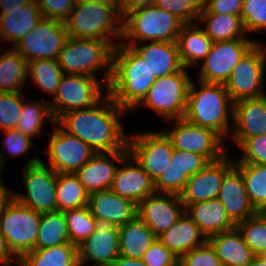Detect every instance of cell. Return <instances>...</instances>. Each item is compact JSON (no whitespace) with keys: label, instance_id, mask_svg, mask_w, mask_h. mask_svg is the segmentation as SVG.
Listing matches in <instances>:
<instances>
[{"label":"cell","instance_id":"6da1fadb","mask_svg":"<svg viewBox=\"0 0 266 266\" xmlns=\"http://www.w3.org/2000/svg\"><path fill=\"white\" fill-rule=\"evenodd\" d=\"M104 99L88 109L67 112L56 123L68 134L86 142L96 153L100 150L106 153L128 151V140L117 120V114L122 115L126 110L108 94ZM101 101L106 106L97 108Z\"/></svg>","mask_w":266,"mask_h":266},{"label":"cell","instance_id":"7a4b0ae2","mask_svg":"<svg viewBox=\"0 0 266 266\" xmlns=\"http://www.w3.org/2000/svg\"><path fill=\"white\" fill-rule=\"evenodd\" d=\"M122 48V49H121ZM112 53V76L107 94L124 110L135 108L146 96L156 78L146 63L125 44Z\"/></svg>","mask_w":266,"mask_h":266},{"label":"cell","instance_id":"3957f363","mask_svg":"<svg viewBox=\"0 0 266 266\" xmlns=\"http://www.w3.org/2000/svg\"><path fill=\"white\" fill-rule=\"evenodd\" d=\"M201 89L197 92L194 84L190 83L183 118L192 124L211 129L222 137L228 133L229 102L232 115L229 94L224 84L220 83L201 81Z\"/></svg>","mask_w":266,"mask_h":266},{"label":"cell","instance_id":"277c9868","mask_svg":"<svg viewBox=\"0 0 266 266\" xmlns=\"http://www.w3.org/2000/svg\"><path fill=\"white\" fill-rule=\"evenodd\" d=\"M113 15L122 19L119 10L114 6L77 0L64 23L70 37L103 40L114 45L109 37H122V24L114 22Z\"/></svg>","mask_w":266,"mask_h":266},{"label":"cell","instance_id":"5b68a950","mask_svg":"<svg viewBox=\"0 0 266 266\" xmlns=\"http://www.w3.org/2000/svg\"><path fill=\"white\" fill-rule=\"evenodd\" d=\"M115 46L108 41L69 36L56 60L63 72L92 77L95 76L93 72L99 67L101 69L108 65L105 70L107 87L112 76V53Z\"/></svg>","mask_w":266,"mask_h":266},{"label":"cell","instance_id":"8992f818","mask_svg":"<svg viewBox=\"0 0 266 266\" xmlns=\"http://www.w3.org/2000/svg\"><path fill=\"white\" fill-rule=\"evenodd\" d=\"M125 19V20H124ZM122 38L176 42L184 23L175 15L155 5L140 7L122 18Z\"/></svg>","mask_w":266,"mask_h":266},{"label":"cell","instance_id":"52a82bcc","mask_svg":"<svg viewBox=\"0 0 266 266\" xmlns=\"http://www.w3.org/2000/svg\"><path fill=\"white\" fill-rule=\"evenodd\" d=\"M42 213L21 204L13 198L6 206L0 217V227L7 243L19 260L28 252L35 249Z\"/></svg>","mask_w":266,"mask_h":266},{"label":"cell","instance_id":"ba28073f","mask_svg":"<svg viewBox=\"0 0 266 266\" xmlns=\"http://www.w3.org/2000/svg\"><path fill=\"white\" fill-rule=\"evenodd\" d=\"M190 83L185 68L157 78L139 104L149 106L167 120L182 118L186 110Z\"/></svg>","mask_w":266,"mask_h":266},{"label":"cell","instance_id":"9c48e42d","mask_svg":"<svg viewBox=\"0 0 266 266\" xmlns=\"http://www.w3.org/2000/svg\"><path fill=\"white\" fill-rule=\"evenodd\" d=\"M24 169V180L27 195L13 193L21 204L39 213L57 210L56 182L58 173L38 158L28 160Z\"/></svg>","mask_w":266,"mask_h":266},{"label":"cell","instance_id":"30bf717a","mask_svg":"<svg viewBox=\"0 0 266 266\" xmlns=\"http://www.w3.org/2000/svg\"><path fill=\"white\" fill-rule=\"evenodd\" d=\"M265 60L266 49L256 43L237 63L224 84L232 103L264 96L261 86Z\"/></svg>","mask_w":266,"mask_h":266},{"label":"cell","instance_id":"8fae6325","mask_svg":"<svg viewBox=\"0 0 266 266\" xmlns=\"http://www.w3.org/2000/svg\"><path fill=\"white\" fill-rule=\"evenodd\" d=\"M101 84L92 76L64 74L54 103H50L56 121L67 112L88 109L98 103L102 97Z\"/></svg>","mask_w":266,"mask_h":266},{"label":"cell","instance_id":"7c38bea8","mask_svg":"<svg viewBox=\"0 0 266 266\" xmlns=\"http://www.w3.org/2000/svg\"><path fill=\"white\" fill-rule=\"evenodd\" d=\"M68 38L64 22L42 18L13 48L28 62L35 59H57Z\"/></svg>","mask_w":266,"mask_h":266},{"label":"cell","instance_id":"4fadbf2b","mask_svg":"<svg viewBox=\"0 0 266 266\" xmlns=\"http://www.w3.org/2000/svg\"><path fill=\"white\" fill-rule=\"evenodd\" d=\"M129 154L155 181L171 163L174 147L165 132L137 134L128 140Z\"/></svg>","mask_w":266,"mask_h":266},{"label":"cell","instance_id":"5bb4252c","mask_svg":"<svg viewBox=\"0 0 266 266\" xmlns=\"http://www.w3.org/2000/svg\"><path fill=\"white\" fill-rule=\"evenodd\" d=\"M257 42L233 39L213 42L201 69V81L225 84L237 63Z\"/></svg>","mask_w":266,"mask_h":266},{"label":"cell","instance_id":"9a60e30c","mask_svg":"<svg viewBox=\"0 0 266 266\" xmlns=\"http://www.w3.org/2000/svg\"><path fill=\"white\" fill-rule=\"evenodd\" d=\"M165 133L171 139L174 149L200 154L209 162L226 154L222 150V139L217 132L192 124L183 117L178 118L174 129Z\"/></svg>","mask_w":266,"mask_h":266},{"label":"cell","instance_id":"2e32d148","mask_svg":"<svg viewBox=\"0 0 266 266\" xmlns=\"http://www.w3.org/2000/svg\"><path fill=\"white\" fill-rule=\"evenodd\" d=\"M50 167L57 173H75L96 152L84 141L55 128L49 143Z\"/></svg>","mask_w":266,"mask_h":266},{"label":"cell","instance_id":"e0dca14e","mask_svg":"<svg viewBox=\"0 0 266 266\" xmlns=\"http://www.w3.org/2000/svg\"><path fill=\"white\" fill-rule=\"evenodd\" d=\"M77 253L79 266L86 260L97 266H112L120 255L119 228L110 221L96 220V230L77 246Z\"/></svg>","mask_w":266,"mask_h":266},{"label":"cell","instance_id":"ac0fdd59","mask_svg":"<svg viewBox=\"0 0 266 266\" xmlns=\"http://www.w3.org/2000/svg\"><path fill=\"white\" fill-rule=\"evenodd\" d=\"M227 161L226 155L211 161L187 180L185 188L180 194L184 204L182 208L185 209L189 204L218 198L225 175L234 167V163Z\"/></svg>","mask_w":266,"mask_h":266},{"label":"cell","instance_id":"d6986e66","mask_svg":"<svg viewBox=\"0 0 266 266\" xmlns=\"http://www.w3.org/2000/svg\"><path fill=\"white\" fill-rule=\"evenodd\" d=\"M128 151L108 153L116 161L124 164L123 168H117L110 190L121 197L132 200L138 204L147 196L155 193L154 181L136 161V165H130Z\"/></svg>","mask_w":266,"mask_h":266},{"label":"cell","instance_id":"ffe728a7","mask_svg":"<svg viewBox=\"0 0 266 266\" xmlns=\"http://www.w3.org/2000/svg\"><path fill=\"white\" fill-rule=\"evenodd\" d=\"M167 197L157 196L155 193L147 196L137 204L139 217L156 235L169 230L183 214L180 195L165 193ZM181 211V212H180Z\"/></svg>","mask_w":266,"mask_h":266},{"label":"cell","instance_id":"44dd1931","mask_svg":"<svg viewBox=\"0 0 266 266\" xmlns=\"http://www.w3.org/2000/svg\"><path fill=\"white\" fill-rule=\"evenodd\" d=\"M232 117L237 129L233 138L238 145L246 138L266 135V96L232 103Z\"/></svg>","mask_w":266,"mask_h":266},{"label":"cell","instance_id":"7402d4cb","mask_svg":"<svg viewBox=\"0 0 266 266\" xmlns=\"http://www.w3.org/2000/svg\"><path fill=\"white\" fill-rule=\"evenodd\" d=\"M88 208L96 220L104 219L119 227L137 216V204L111 190L89 194Z\"/></svg>","mask_w":266,"mask_h":266},{"label":"cell","instance_id":"603a6c76","mask_svg":"<svg viewBox=\"0 0 266 266\" xmlns=\"http://www.w3.org/2000/svg\"><path fill=\"white\" fill-rule=\"evenodd\" d=\"M217 199L236 225L258 212L250 202L241 173L235 167L225 175Z\"/></svg>","mask_w":266,"mask_h":266},{"label":"cell","instance_id":"cb8c5ba5","mask_svg":"<svg viewBox=\"0 0 266 266\" xmlns=\"http://www.w3.org/2000/svg\"><path fill=\"white\" fill-rule=\"evenodd\" d=\"M129 47L146 63L157 79L181 71L182 65L177 42H151L146 46Z\"/></svg>","mask_w":266,"mask_h":266},{"label":"cell","instance_id":"d4e9b609","mask_svg":"<svg viewBox=\"0 0 266 266\" xmlns=\"http://www.w3.org/2000/svg\"><path fill=\"white\" fill-rule=\"evenodd\" d=\"M185 209L186 212H190V217L199 226L207 240L218 233L236 228V224L229 218L227 211L217 198L189 204Z\"/></svg>","mask_w":266,"mask_h":266},{"label":"cell","instance_id":"484cf974","mask_svg":"<svg viewBox=\"0 0 266 266\" xmlns=\"http://www.w3.org/2000/svg\"><path fill=\"white\" fill-rule=\"evenodd\" d=\"M184 210L177 222L167 231L157 236V239L178 259L185 253L203 245L207 239L199 226ZM202 236V240H198Z\"/></svg>","mask_w":266,"mask_h":266},{"label":"cell","instance_id":"4316f807","mask_svg":"<svg viewBox=\"0 0 266 266\" xmlns=\"http://www.w3.org/2000/svg\"><path fill=\"white\" fill-rule=\"evenodd\" d=\"M43 18L36 0L21 9L8 10L0 14V40L14 41L16 44L35 28Z\"/></svg>","mask_w":266,"mask_h":266},{"label":"cell","instance_id":"83f0119b","mask_svg":"<svg viewBox=\"0 0 266 266\" xmlns=\"http://www.w3.org/2000/svg\"><path fill=\"white\" fill-rule=\"evenodd\" d=\"M222 266H248L256 257L237 228L218 233L208 239Z\"/></svg>","mask_w":266,"mask_h":266},{"label":"cell","instance_id":"f1b7e54d","mask_svg":"<svg viewBox=\"0 0 266 266\" xmlns=\"http://www.w3.org/2000/svg\"><path fill=\"white\" fill-rule=\"evenodd\" d=\"M117 167L113 160L103 153H95L74 174L88 194L110 190Z\"/></svg>","mask_w":266,"mask_h":266},{"label":"cell","instance_id":"f546056e","mask_svg":"<svg viewBox=\"0 0 266 266\" xmlns=\"http://www.w3.org/2000/svg\"><path fill=\"white\" fill-rule=\"evenodd\" d=\"M120 255L141 259L146 249L157 239L151 229L139 218L119 226Z\"/></svg>","mask_w":266,"mask_h":266},{"label":"cell","instance_id":"4dcf8cb0","mask_svg":"<svg viewBox=\"0 0 266 266\" xmlns=\"http://www.w3.org/2000/svg\"><path fill=\"white\" fill-rule=\"evenodd\" d=\"M176 42L184 68L197 63L201 58L205 59L213 45L204 30H196L192 24H184L181 27Z\"/></svg>","mask_w":266,"mask_h":266},{"label":"cell","instance_id":"1f68e13d","mask_svg":"<svg viewBox=\"0 0 266 266\" xmlns=\"http://www.w3.org/2000/svg\"><path fill=\"white\" fill-rule=\"evenodd\" d=\"M20 266H79L77 246L67 243L46 249H34L20 260Z\"/></svg>","mask_w":266,"mask_h":266},{"label":"cell","instance_id":"d6a6232c","mask_svg":"<svg viewBox=\"0 0 266 266\" xmlns=\"http://www.w3.org/2000/svg\"><path fill=\"white\" fill-rule=\"evenodd\" d=\"M198 19L207 21L205 34L213 41L247 39L241 16L233 14L199 13Z\"/></svg>","mask_w":266,"mask_h":266},{"label":"cell","instance_id":"836d02e7","mask_svg":"<svg viewBox=\"0 0 266 266\" xmlns=\"http://www.w3.org/2000/svg\"><path fill=\"white\" fill-rule=\"evenodd\" d=\"M69 242L68 227L63 211L42 213L35 249H46Z\"/></svg>","mask_w":266,"mask_h":266},{"label":"cell","instance_id":"e575fe53","mask_svg":"<svg viewBox=\"0 0 266 266\" xmlns=\"http://www.w3.org/2000/svg\"><path fill=\"white\" fill-rule=\"evenodd\" d=\"M89 194L74 173H58L56 182L57 210L88 206Z\"/></svg>","mask_w":266,"mask_h":266},{"label":"cell","instance_id":"d590c367","mask_svg":"<svg viewBox=\"0 0 266 266\" xmlns=\"http://www.w3.org/2000/svg\"><path fill=\"white\" fill-rule=\"evenodd\" d=\"M28 76V61L13 47L0 57V92H20Z\"/></svg>","mask_w":266,"mask_h":266},{"label":"cell","instance_id":"8d00e7d4","mask_svg":"<svg viewBox=\"0 0 266 266\" xmlns=\"http://www.w3.org/2000/svg\"><path fill=\"white\" fill-rule=\"evenodd\" d=\"M241 173L247 195L253 207L259 212L266 208V165L234 163Z\"/></svg>","mask_w":266,"mask_h":266},{"label":"cell","instance_id":"74e56055","mask_svg":"<svg viewBox=\"0 0 266 266\" xmlns=\"http://www.w3.org/2000/svg\"><path fill=\"white\" fill-rule=\"evenodd\" d=\"M63 212L71 244L78 246L96 230V219L92 216L88 206Z\"/></svg>","mask_w":266,"mask_h":266},{"label":"cell","instance_id":"f35d334b","mask_svg":"<svg viewBox=\"0 0 266 266\" xmlns=\"http://www.w3.org/2000/svg\"><path fill=\"white\" fill-rule=\"evenodd\" d=\"M43 90L55 94L65 74L56 59H35L28 62V74Z\"/></svg>","mask_w":266,"mask_h":266},{"label":"cell","instance_id":"ab89813d","mask_svg":"<svg viewBox=\"0 0 266 266\" xmlns=\"http://www.w3.org/2000/svg\"><path fill=\"white\" fill-rule=\"evenodd\" d=\"M44 116L50 117V121L56 123L50 103H23L20 120L18 121L16 129L29 138L33 135H39V132L42 129L41 126L43 125V121L45 119Z\"/></svg>","mask_w":266,"mask_h":266},{"label":"cell","instance_id":"60d3db41","mask_svg":"<svg viewBox=\"0 0 266 266\" xmlns=\"http://www.w3.org/2000/svg\"><path fill=\"white\" fill-rule=\"evenodd\" d=\"M236 228L256 256L266 252V219L260 212L239 222Z\"/></svg>","mask_w":266,"mask_h":266},{"label":"cell","instance_id":"b9f144b4","mask_svg":"<svg viewBox=\"0 0 266 266\" xmlns=\"http://www.w3.org/2000/svg\"><path fill=\"white\" fill-rule=\"evenodd\" d=\"M20 92H0V128H16L23 107Z\"/></svg>","mask_w":266,"mask_h":266},{"label":"cell","instance_id":"7bdbcfd3","mask_svg":"<svg viewBox=\"0 0 266 266\" xmlns=\"http://www.w3.org/2000/svg\"><path fill=\"white\" fill-rule=\"evenodd\" d=\"M203 0H156L154 5L175 15L184 24H192L199 16ZM197 16V17H196Z\"/></svg>","mask_w":266,"mask_h":266},{"label":"cell","instance_id":"ee69618b","mask_svg":"<svg viewBox=\"0 0 266 266\" xmlns=\"http://www.w3.org/2000/svg\"><path fill=\"white\" fill-rule=\"evenodd\" d=\"M241 19L246 32L266 28V0H243Z\"/></svg>","mask_w":266,"mask_h":266},{"label":"cell","instance_id":"f6af8a7d","mask_svg":"<svg viewBox=\"0 0 266 266\" xmlns=\"http://www.w3.org/2000/svg\"><path fill=\"white\" fill-rule=\"evenodd\" d=\"M189 178L182 174L171 160L170 165L161 173V175L154 181L155 191H161L163 194L170 193L180 195Z\"/></svg>","mask_w":266,"mask_h":266},{"label":"cell","instance_id":"bcb514c9","mask_svg":"<svg viewBox=\"0 0 266 266\" xmlns=\"http://www.w3.org/2000/svg\"><path fill=\"white\" fill-rule=\"evenodd\" d=\"M178 266H222L219 257L207 240L203 245L183 254L178 261Z\"/></svg>","mask_w":266,"mask_h":266},{"label":"cell","instance_id":"7dc6e473","mask_svg":"<svg viewBox=\"0 0 266 266\" xmlns=\"http://www.w3.org/2000/svg\"><path fill=\"white\" fill-rule=\"evenodd\" d=\"M244 153L239 161L234 163H253L266 165V135L246 138L240 145Z\"/></svg>","mask_w":266,"mask_h":266},{"label":"cell","instance_id":"c3c4849f","mask_svg":"<svg viewBox=\"0 0 266 266\" xmlns=\"http://www.w3.org/2000/svg\"><path fill=\"white\" fill-rule=\"evenodd\" d=\"M171 160H174L176 168L188 178L203 169L209 163V161L200 154L179 149L173 150Z\"/></svg>","mask_w":266,"mask_h":266},{"label":"cell","instance_id":"681fc988","mask_svg":"<svg viewBox=\"0 0 266 266\" xmlns=\"http://www.w3.org/2000/svg\"><path fill=\"white\" fill-rule=\"evenodd\" d=\"M141 260L148 266H178L179 261L158 239L146 249Z\"/></svg>","mask_w":266,"mask_h":266},{"label":"cell","instance_id":"f907efd6","mask_svg":"<svg viewBox=\"0 0 266 266\" xmlns=\"http://www.w3.org/2000/svg\"><path fill=\"white\" fill-rule=\"evenodd\" d=\"M43 18L65 22L77 0H36Z\"/></svg>","mask_w":266,"mask_h":266},{"label":"cell","instance_id":"816d5d0a","mask_svg":"<svg viewBox=\"0 0 266 266\" xmlns=\"http://www.w3.org/2000/svg\"><path fill=\"white\" fill-rule=\"evenodd\" d=\"M243 0H203L200 13L241 15Z\"/></svg>","mask_w":266,"mask_h":266},{"label":"cell","instance_id":"f5cc1de1","mask_svg":"<svg viewBox=\"0 0 266 266\" xmlns=\"http://www.w3.org/2000/svg\"><path fill=\"white\" fill-rule=\"evenodd\" d=\"M6 132L7 138L5 139V148L10 151L11 156H16L19 154H24L33 146L30 138L22 134L16 128L4 130Z\"/></svg>","mask_w":266,"mask_h":266},{"label":"cell","instance_id":"db71d44e","mask_svg":"<svg viewBox=\"0 0 266 266\" xmlns=\"http://www.w3.org/2000/svg\"><path fill=\"white\" fill-rule=\"evenodd\" d=\"M156 0H120V14L123 18L128 12L149 5H154Z\"/></svg>","mask_w":266,"mask_h":266},{"label":"cell","instance_id":"11a10c76","mask_svg":"<svg viewBox=\"0 0 266 266\" xmlns=\"http://www.w3.org/2000/svg\"><path fill=\"white\" fill-rule=\"evenodd\" d=\"M14 256L0 227V263L9 265L10 258Z\"/></svg>","mask_w":266,"mask_h":266},{"label":"cell","instance_id":"9f6ffc18","mask_svg":"<svg viewBox=\"0 0 266 266\" xmlns=\"http://www.w3.org/2000/svg\"><path fill=\"white\" fill-rule=\"evenodd\" d=\"M33 0H0L1 13L5 14L8 10L21 9Z\"/></svg>","mask_w":266,"mask_h":266},{"label":"cell","instance_id":"6f0895ef","mask_svg":"<svg viewBox=\"0 0 266 266\" xmlns=\"http://www.w3.org/2000/svg\"><path fill=\"white\" fill-rule=\"evenodd\" d=\"M112 266H148L141 259H133L123 255H119Z\"/></svg>","mask_w":266,"mask_h":266},{"label":"cell","instance_id":"680465c9","mask_svg":"<svg viewBox=\"0 0 266 266\" xmlns=\"http://www.w3.org/2000/svg\"><path fill=\"white\" fill-rule=\"evenodd\" d=\"M10 196V197H9ZM13 193L8 194V189L0 181V217L2 216L7 204L14 198Z\"/></svg>","mask_w":266,"mask_h":266},{"label":"cell","instance_id":"91938a15","mask_svg":"<svg viewBox=\"0 0 266 266\" xmlns=\"http://www.w3.org/2000/svg\"><path fill=\"white\" fill-rule=\"evenodd\" d=\"M82 1H88L91 3H98V4H102V5L114 6L120 12V0H82Z\"/></svg>","mask_w":266,"mask_h":266},{"label":"cell","instance_id":"94428289","mask_svg":"<svg viewBox=\"0 0 266 266\" xmlns=\"http://www.w3.org/2000/svg\"><path fill=\"white\" fill-rule=\"evenodd\" d=\"M248 266H266V252L256 256Z\"/></svg>","mask_w":266,"mask_h":266},{"label":"cell","instance_id":"6125c7cd","mask_svg":"<svg viewBox=\"0 0 266 266\" xmlns=\"http://www.w3.org/2000/svg\"><path fill=\"white\" fill-rule=\"evenodd\" d=\"M5 160H4V157L2 156V153H0V172H1V168H2V166H3V163H5L4 162Z\"/></svg>","mask_w":266,"mask_h":266},{"label":"cell","instance_id":"be15d7a7","mask_svg":"<svg viewBox=\"0 0 266 266\" xmlns=\"http://www.w3.org/2000/svg\"><path fill=\"white\" fill-rule=\"evenodd\" d=\"M264 217H265V219H266V208L265 209H263V210H261V211H259Z\"/></svg>","mask_w":266,"mask_h":266}]
</instances>
